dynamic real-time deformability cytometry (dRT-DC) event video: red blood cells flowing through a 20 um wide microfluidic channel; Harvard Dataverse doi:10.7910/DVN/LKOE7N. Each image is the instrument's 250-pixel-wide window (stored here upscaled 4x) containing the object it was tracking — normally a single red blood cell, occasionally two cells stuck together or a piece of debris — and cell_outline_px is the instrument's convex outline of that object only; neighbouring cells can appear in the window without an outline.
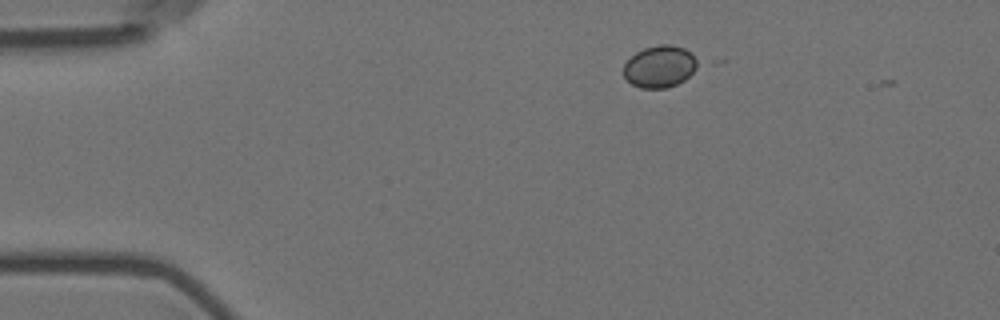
{"species": "Egyptian fruit bat (a non-hibernating species)", "species_latin": "Rousettus aegyptiacus", "temperature_condition": "room temperature", "stored_images_in_passage": 4, "camera_frame_rate_fps": 3000, "um_per_image_px": 0.085, "animal": {"sex": "female"}, "frame": {"image": 1, "passage_image": 1, "time_ms": 0.0, "image_size_px": [1000, 320], "cell_outline_px": [[704, 64], [684, 80], [668, 88], [640, 88], [632, 84], [624, 76], [624, 64], [636, 52], [644, 48], [660, 44], [672, 44], [684, 48], [692, 52]], "centroid_in_image_um": [56.17, 5.64], "position_along_channel_um": 28.8, "area_um2": 18.55}}